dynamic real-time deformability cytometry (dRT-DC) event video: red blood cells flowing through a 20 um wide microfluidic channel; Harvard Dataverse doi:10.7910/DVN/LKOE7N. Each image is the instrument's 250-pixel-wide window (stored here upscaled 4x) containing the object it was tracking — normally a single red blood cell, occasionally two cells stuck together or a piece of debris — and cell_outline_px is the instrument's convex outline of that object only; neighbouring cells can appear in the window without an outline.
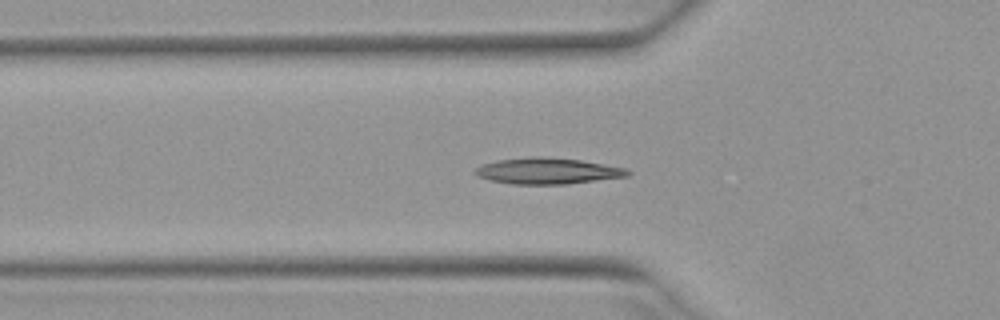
{"species": "Egyptian fruit bat (a non-hibernating species)", "species_latin": "Rousettus aegyptiacus", "temperature_condition": "warm", "stored_images_in_passage": 53, "camera_frame_rate_fps": 3000, "um_per_image_px": 0.085, "animal": {"sex": "female"}, "frame": {"image": 1, "passage_image": 18, "time_ms": 5.667, "image_size_px": [1000, 320], "cell_outline_px": [[632, 172], [628, 176], [568, 184], [512, 184], [492, 180], [480, 176], [472, 172], [476, 168], [484, 164], [500, 160], [536, 156], [580, 160], [628, 168]], "centroid_in_image_um": [46.61, 14.54], "position_along_channel_um": 79.2, "area_um2": 22.95}}
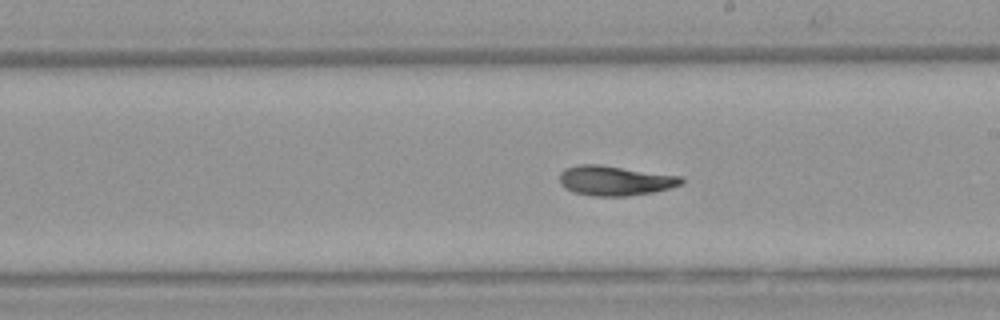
{"frame": {"image": 2, "passage_image": 30, "time_ms": 9.667, "image_size_px": [1000, 320], "cell_outline_px": [[684, 184], [652, 192], [628, 196], [592, 196], [572, 192], [564, 188], [560, 184], [560, 172], [564, 168], [580, 164], [600, 164], [684, 176]], "centroid_in_image_um": [52.28, 15.34], "position_along_channel_um": 236.7, "area_um2": 21.5}}
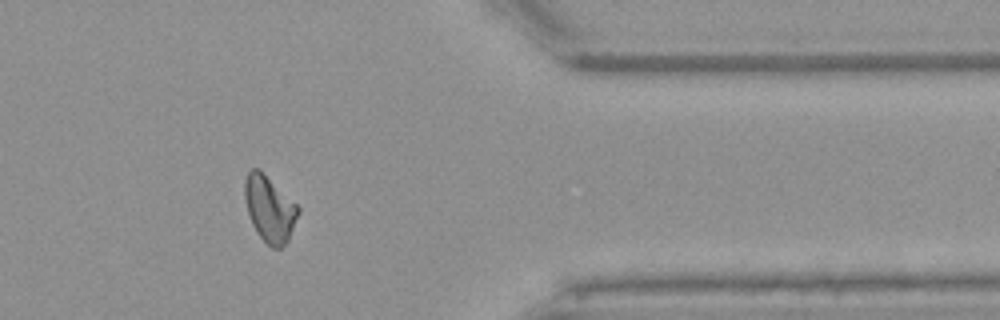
{"frame": {"image": 3, "passage_image": 43, "time_ms": 14.0, "image_size_px": [1000, 320], "cell_outline_px": [[300, 212], [288, 240], [280, 248], [272, 248], [260, 236], [252, 224], [248, 212], [244, 196], [244, 180], [248, 172], [252, 168], [260, 168], [300, 208]], "centroid_in_image_um": [22.91, 17.72], "position_along_channel_um": 388.5, "area_um2": 20.46}, "authors_computed_cell_mechanics": {"area_um2": 20.8658, "velocity_mm_per_s": 3.9363, "shape_relaxation_time_tau1_ms": 8.5186, "shape_relaxation_time_tau2_ms": 3.1765, "deformation_change_tau1": 0.2361, "deformation_change_tau2": 0.0956}}